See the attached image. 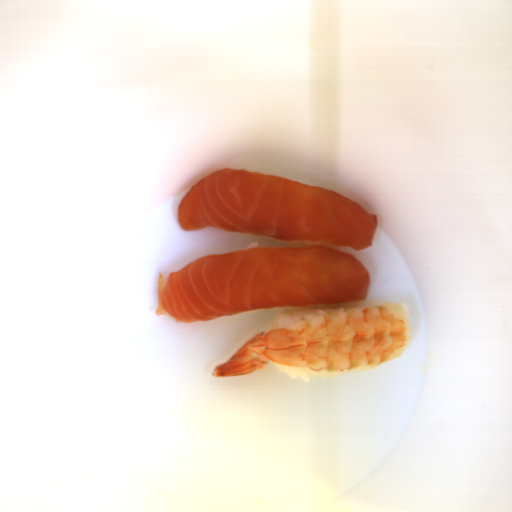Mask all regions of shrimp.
Segmentation results:
<instances>
[{
  "label": "shrimp",
  "instance_id": "shrimp-1",
  "mask_svg": "<svg viewBox=\"0 0 512 512\" xmlns=\"http://www.w3.org/2000/svg\"><path fill=\"white\" fill-rule=\"evenodd\" d=\"M411 331L400 304L337 310L254 334L211 375H248L267 363L322 373L370 369L401 358L412 341Z\"/></svg>",
  "mask_w": 512,
  "mask_h": 512
}]
</instances>
